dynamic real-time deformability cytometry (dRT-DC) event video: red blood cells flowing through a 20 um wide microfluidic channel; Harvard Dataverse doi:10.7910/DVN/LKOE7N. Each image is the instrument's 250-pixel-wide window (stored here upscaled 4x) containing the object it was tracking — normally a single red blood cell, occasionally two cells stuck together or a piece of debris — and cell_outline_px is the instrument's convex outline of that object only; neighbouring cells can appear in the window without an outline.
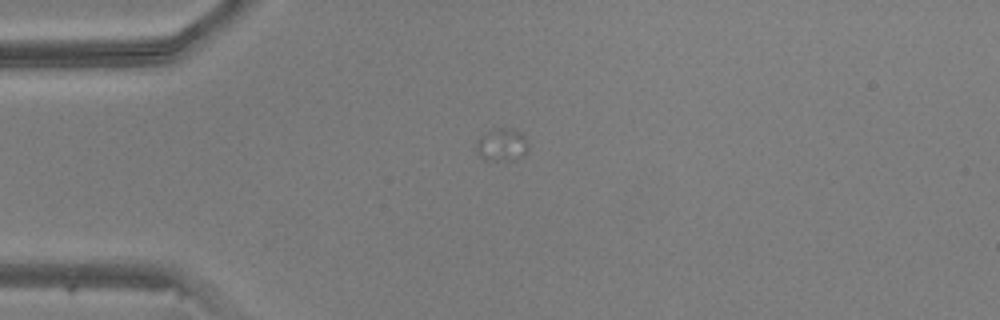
{"species": "common noctule bat (a hibernating species)", "species_latin": "Nyctalus noctula", "temperature_condition": "warm", "stored_images_in_passage": 1, "camera_frame_rate_fps": 3000, "um_per_image_px": 0.085, "animal": {"sex": "male", "body_mass_g": 20.5, "forearm_length_mm": 52.5}, "frame": {"image": 1, "passage_image": 1, "time_ms": 0.0, "image_size_px": [1000, 320], "cell_outline_px": [[528, 152], [524, 156], [516, 160], [484, 160], [476, 152], [476, 140], [480, 136], [496, 128], [512, 128], [524, 132], [528, 144]], "centroid_in_image_um": [42.7, 12.3], "position_along_channel_um": 42.3, "area_um2": 10.29}}